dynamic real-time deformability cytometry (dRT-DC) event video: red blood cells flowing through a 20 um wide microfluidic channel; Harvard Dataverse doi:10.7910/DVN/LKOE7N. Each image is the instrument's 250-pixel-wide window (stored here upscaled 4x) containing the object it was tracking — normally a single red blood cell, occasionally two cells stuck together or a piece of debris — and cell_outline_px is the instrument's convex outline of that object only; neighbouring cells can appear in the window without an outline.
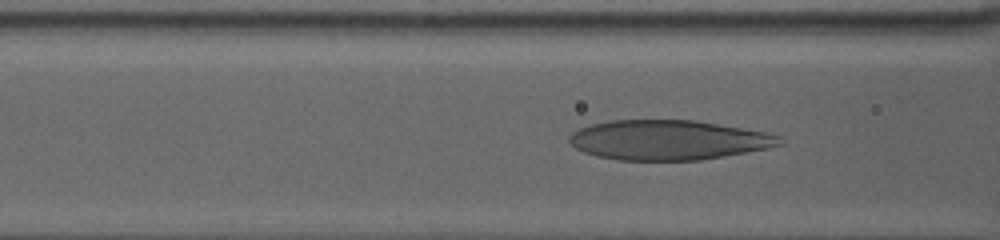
{"species": "human", "species_latin": "Homo sapiens", "temperature_condition": "warm", "stored_images_in_passage": 55, "camera_frame_rate_fps": 3000, "um_per_image_px": 0.085, "donor": {"sex": "female"}, "frame": {"image": 1, "passage_image": 18, "time_ms": 5.667, "image_size_px": [1000, 240], "cell_outline_px": [[784, 144], [768, 148], [724, 156], [700, 160], [616, 160], [596, 156], [584, 152], [576, 148], [568, 140], [568, 136], [572, 132], [580, 128], [592, 124], [612, 120], [696, 120], [764, 132], [780, 136]], "centroid_in_image_um": [56.79, 11.9], "position_along_channel_um": 109.8, "area_um2": 48.67}}
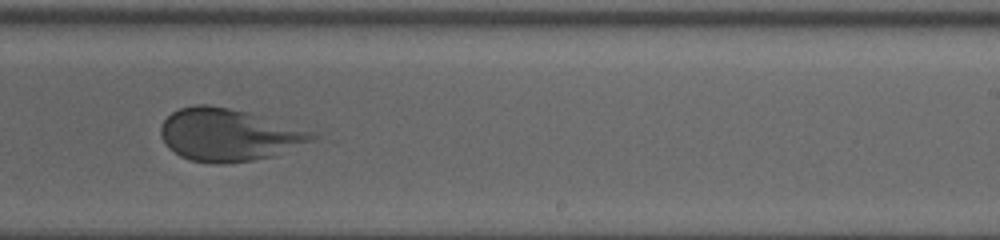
{"frame": {"image": 2, "passage_image": 36, "time_ms": 11.667, "image_size_px": [1000, 240], "cell_outline_px": [[320, 136], [312, 140], [276, 156], [252, 160], [224, 164], [212, 164], [192, 160], [180, 156], [168, 148], [164, 144], [160, 136], [160, 124], [172, 112], [180, 108], [192, 104], [208, 104], [248, 112], [312, 132]], "centroid_in_image_um": [19.37, 11.47], "position_along_channel_um": 269.6, "area_um2": 46.24}}
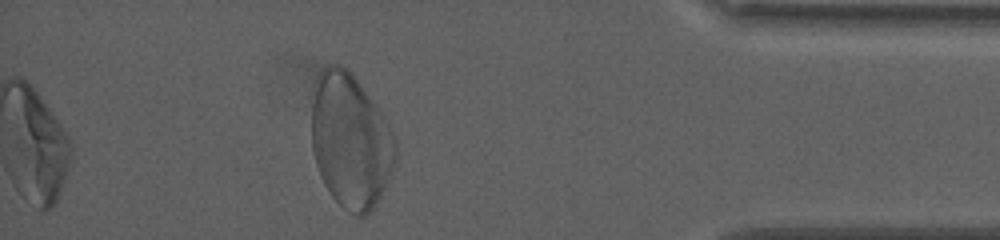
{"frame": {"image": 3, "passage_image": 55, "time_ms": 18.0, "image_size_px": [1000, 240], "cell_outline_px": [[396, 160], [388, 180], [380, 196], [372, 208], [364, 216], [356, 216], [348, 212], [332, 196], [324, 184], [320, 176], [316, 164], [312, 148], [312, 104], [320, 72], [328, 64], [340, 64], [348, 68], [352, 72], [384, 116], [396, 136]], "centroid_in_image_um": [29.81, 11.96], "position_along_channel_um": 405.4, "area_um2": 65.6}}